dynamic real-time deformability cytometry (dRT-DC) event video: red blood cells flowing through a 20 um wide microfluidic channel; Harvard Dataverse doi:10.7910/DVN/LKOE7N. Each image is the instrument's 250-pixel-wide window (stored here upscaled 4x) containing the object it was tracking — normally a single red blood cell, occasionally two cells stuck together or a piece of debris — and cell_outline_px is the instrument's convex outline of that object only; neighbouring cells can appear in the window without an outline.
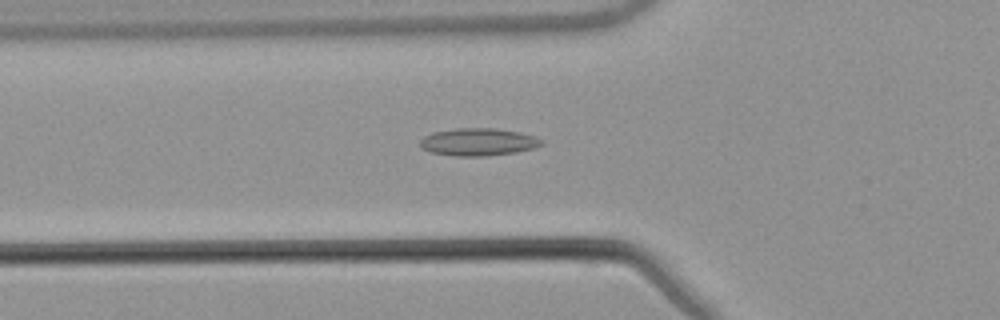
{"species": "common noctule bat (a hibernating species)", "species_latin": "Nyctalus noctula", "temperature_condition": "warm", "stored_images_in_passage": 55, "camera_frame_rate_fps": 3000, "um_per_image_px": 0.085, "animal": {"sex": "male", "body_mass_g": 21.5, "forearm_length_mm": 52.0}, "frame": {"image": 1, "passage_image": 20, "time_ms": 6.333, "image_size_px": [1000, 320], "cell_outline_px": [[544, 144], [532, 148], [516, 152], [488, 156], [456, 156], [432, 152], [420, 148], [420, 140], [424, 136], [432, 132], [456, 128], [496, 128], [520, 132], [536, 136], [544, 140]], "centroid_in_image_um": [40.67, 12.06], "position_along_channel_um": 85.1, "area_um2": 19.65}}
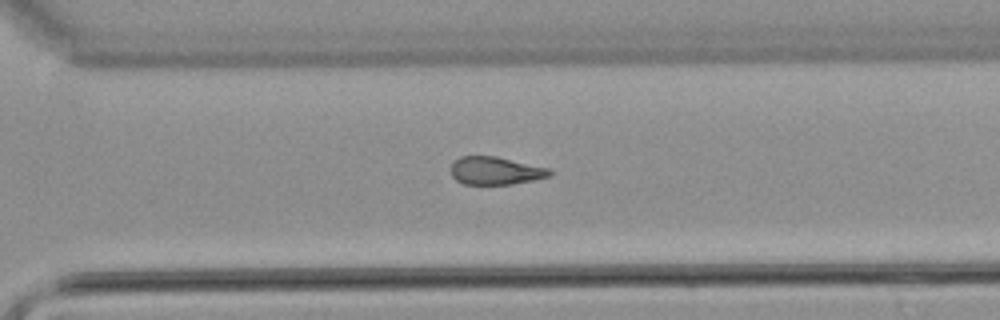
{"frame": {"image": 2, "passage_image": 39, "time_ms": 12.667, "image_size_px": [1000, 320], "cell_outline_px": [[552, 176], [512, 184], [464, 184], [456, 180], [452, 176], [452, 164], [460, 156], [496, 156], [548, 168], [552, 172]], "centroid_in_image_um": [42.12, 14.51], "position_along_channel_um": 328.5, "area_um2": 15.9}}
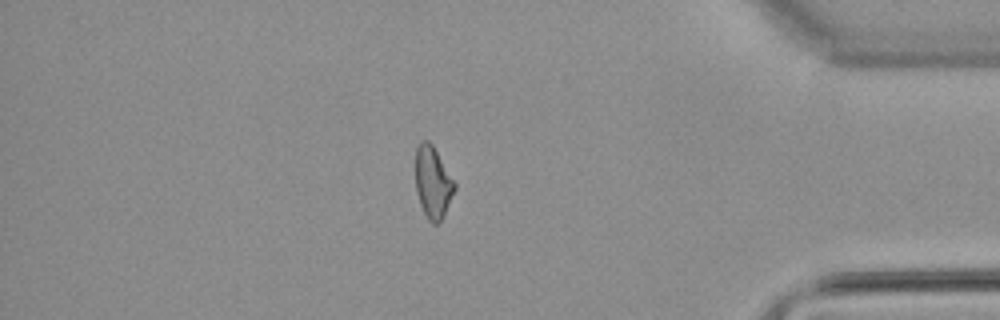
{"frame": {"image": 3, "passage_image": 47, "time_ms": 15.333, "image_size_px": [1000, 320], "cell_outline_px": [[456, 188], [444, 216], [436, 224], [432, 224], [428, 220], [420, 204], [416, 192], [416, 148], [420, 140], [428, 140], [432, 144], [456, 184]], "centroid_in_image_um": [36.79, 15.5], "position_along_channel_um": 398.4, "area_um2": 16.3}, "authors_computed_cell_mechanics": {"area_um2": 17.1666, "velocity_mm_per_s": 3.8401, "shape_relaxation_time_tau1_ms": null, "shape_relaxation_time_tau2_ms": 5.3443, "deformation_change_tau1": null, "deformation_change_tau2": 0.1472}}